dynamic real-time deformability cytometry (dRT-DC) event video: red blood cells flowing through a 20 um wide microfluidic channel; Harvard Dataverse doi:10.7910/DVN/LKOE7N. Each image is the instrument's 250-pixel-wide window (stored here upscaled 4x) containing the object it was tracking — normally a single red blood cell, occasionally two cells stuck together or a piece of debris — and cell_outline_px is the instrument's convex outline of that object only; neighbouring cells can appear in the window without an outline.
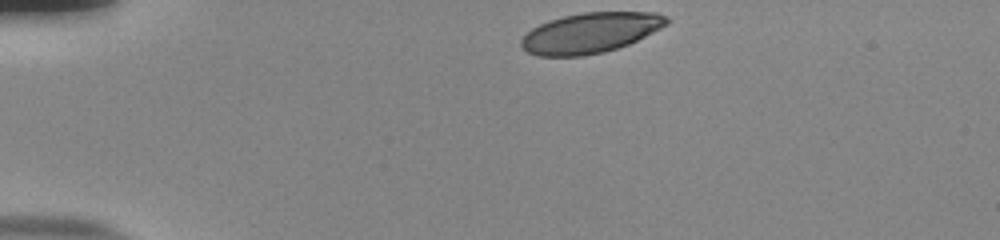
{"species": "human", "species_latin": "Homo sapiens", "temperature_condition": "room temperature", "stored_images_in_passage": 36, "camera_frame_rate_fps": 3000, "um_per_image_px": 0.085, "donor": {"sex": "male"}, "frame": {"image": 1, "passage_image": 1, "time_ms": 0.0, "image_size_px": [1000, 240], "cell_outline_px": [[668, 24], [628, 44], [604, 52], [584, 56], [536, 56], [528, 52], [520, 44], [520, 40], [532, 28], [548, 20], [564, 16], [584, 12], [656, 12], [668, 16]], "centroid_in_image_um": [50.17, 2.79], "position_along_channel_um": 34.8, "area_um2": 33.99}}
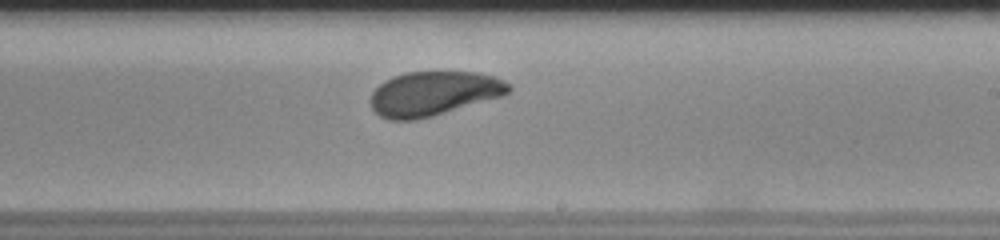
{"frame": {"image": 2, "passage_image": 23, "time_ms": 7.333, "image_size_px": [1000, 240], "cell_outline_px": [[512, 92], [504, 96], [432, 116], [416, 120], [388, 120], [380, 116], [372, 108], [368, 100], [372, 92], [384, 80], [392, 76], [404, 72], [480, 72], [496, 76], [512, 84]], "centroid_in_image_um": [36.89, 7.94], "position_along_channel_um": 252.1, "area_um2": 36.3}}
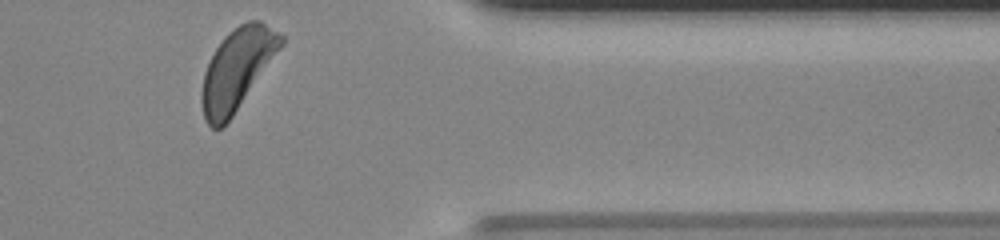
{"frame": {"image": 3, "passage_image": 35, "time_ms": 11.333, "image_size_px": [1000, 240], "cell_outline_px": [[284, 44], [232, 116], [220, 128], [212, 128], [204, 120], [200, 100], [200, 96], [204, 72], [216, 48], [224, 36], [228, 32], [240, 24], [248, 20], [260, 20], [284, 36]], "centroid_in_image_um": [20.14, 5.87], "position_along_channel_um": 391.3, "area_um2": 37.05}, "authors_computed_cell_mechanics": {"area_um2": 36.4429, "velocity_mm_per_s": 3.8142, "shape_relaxation_time_tau1_ms": 2.1879, "shape_relaxation_time_tau2_ms": 1.9, "deformation_change_tau1": 0.1018, "deformation_change_tau2": 0.084}}